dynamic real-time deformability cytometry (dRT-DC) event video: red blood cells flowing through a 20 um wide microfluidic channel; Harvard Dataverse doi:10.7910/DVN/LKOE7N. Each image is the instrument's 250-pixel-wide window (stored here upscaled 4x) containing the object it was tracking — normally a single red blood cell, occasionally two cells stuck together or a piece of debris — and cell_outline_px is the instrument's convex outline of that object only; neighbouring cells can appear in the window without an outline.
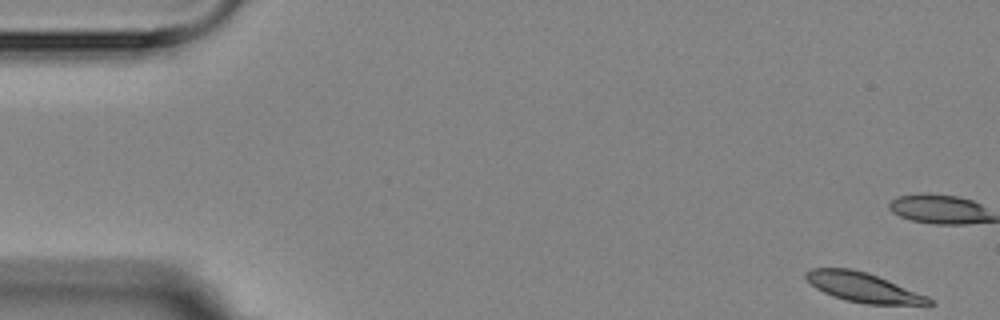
{"species": "Egyptian fruit bat (a non-hibernating species)", "species_latin": "Rousettus aegyptiacus", "temperature_condition": "room temperature", "stored_images_in_passage": 7, "camera_frame_rate_fps": 3000, "um_per_image_px": 0.085, "animal": {"sex": "female"}, "frame": {"image": 1, "passage_image": 1, "time_ms": 0.0, "image_size_px": [1000, 320], "cell_outline_px": [[936, 304], [868, 304], [844, 300], [832, 296], [816, 288], [804, 276], [804, 272], [812, 268], [848, 268], [864, 272], [876, 276], [928, 296]], "centroid_in_image_um": [73.33, 24.43], "position_along_channel_um": 11.7, "area_um2": 20.69}}
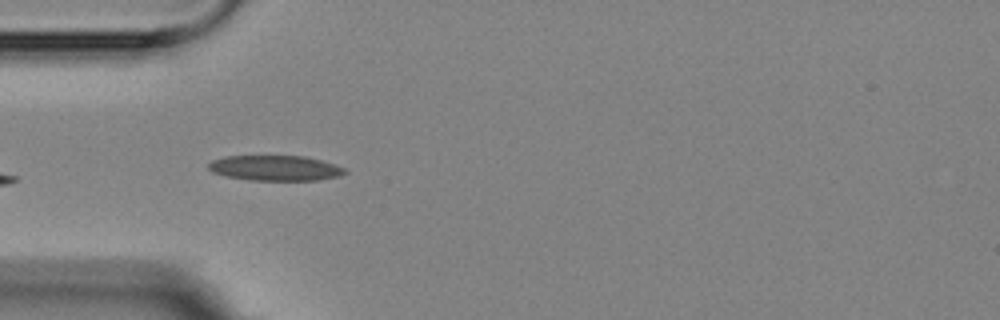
{"frame": {"image": 2, "passage_image": 6, "time_ms": 5.667, "image_size_px": [1000, 320], "cell_outline_px": [[348, 172], [340, 176], [316, 180], [252, 180], [224, 176], [212, 172], [208, 168], [208, 164], [212, 160], [224, 156], [304, 156], [320, 160], [344, 168]], "centroid_in_image_um": [23.36, 14.28], "position_along_channel_um": 61.6, "area_um2": 20.0}}
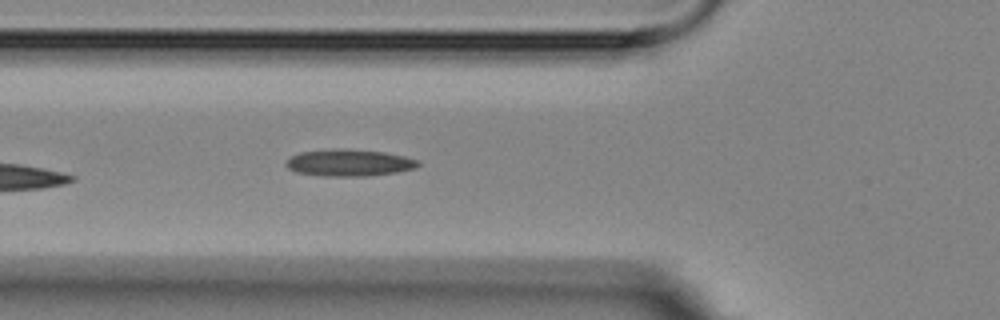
{"frame": {"image": 3, "passage_image": 7, "time_ms": 6.667, "image_size_px": [1000, 320], "cell_outline_px": [[420, 164], [416, 168], [396, 172], [368, 176], [324, 176], [296, 172], [288, 168], [284, 164], [288, 156], [300, 152], [336, 148], [384, 152], [404, 156], [420, 160]], "centroid_in_image_um": [29.65, 13.83], "position_along_channel_um": 96.2, "area_um2": 20.81}}